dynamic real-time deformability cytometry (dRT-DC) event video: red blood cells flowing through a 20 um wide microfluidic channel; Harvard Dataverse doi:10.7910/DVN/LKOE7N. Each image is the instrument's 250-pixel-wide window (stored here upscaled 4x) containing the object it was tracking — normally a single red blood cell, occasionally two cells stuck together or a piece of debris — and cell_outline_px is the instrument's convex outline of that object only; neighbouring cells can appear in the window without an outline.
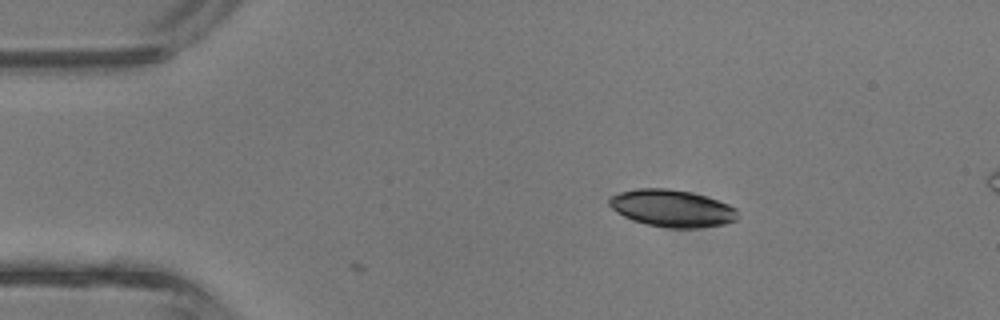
{"species": "common noctule bat (a hibernating species)", "species_latin": "Nyctalus noctula", "temperature_condition": "room temperature", "stored_images_in_passage": 3, "camera_frame_rate_fps": 3000, "um_per_image_px": 0.085, "animal": {"sex": "male", "body_mass_g": 13.3}, "frame": {"image": 1, "passage_image": 1, "time_ms": 0.0, "image_size_px": [1000, 320], "cell_outline_px": [[740, 212], [736, 220], [724, 224], [696, 228], [668, 228], [648, 224], [632, 220], [616, 212], [608, 204], [608, 200], [612, 196], [620, 192], [640, 188], [668, 188], [692, 192], [728, 204], [736, 208]], "centroid_in_image_um": [57.13, 17.7], "position_along_channel_um": 27.9, "area_um2": 27.8}}